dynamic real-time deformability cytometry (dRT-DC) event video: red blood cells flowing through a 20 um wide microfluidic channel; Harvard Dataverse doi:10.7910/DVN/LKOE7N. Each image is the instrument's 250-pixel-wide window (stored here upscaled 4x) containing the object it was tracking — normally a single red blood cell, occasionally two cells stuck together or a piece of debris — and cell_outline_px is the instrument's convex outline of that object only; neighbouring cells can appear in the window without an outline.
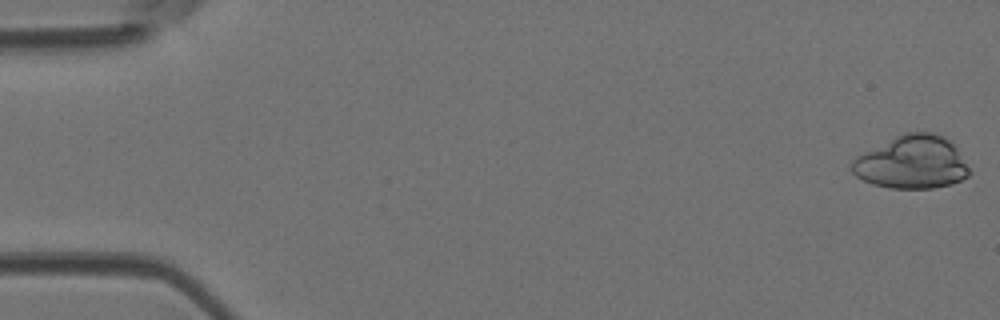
{"species": "Egyptian fruit bat (a non-hibernating species)", "species_latin": "Rousettus aegyptiacus", "temperature_condition": "room temperature", "stored_images_in_passage": 4, "camera_frame_rate_fps": 3000, "um_per_image_px": 0.085, "animal": {"sex": "female"}, "frame": {"image": 1, "passage_image": 1, "time_ms": 0.0, "image_size_px": [1000, 320], "cell_outline_px": [[972, 172], [968, 176], [952, 184], [932, 188], [892, 188], [872, 184], [856, 176], [852, 172], [852, 160], [856, 156], [904, 132], [932, 132], [944, 136], [956, 148]], "centroid_in_image_um": [77.52, 13.8], "position_along_channel_um": 7.5, "area_um2": 36.13}}